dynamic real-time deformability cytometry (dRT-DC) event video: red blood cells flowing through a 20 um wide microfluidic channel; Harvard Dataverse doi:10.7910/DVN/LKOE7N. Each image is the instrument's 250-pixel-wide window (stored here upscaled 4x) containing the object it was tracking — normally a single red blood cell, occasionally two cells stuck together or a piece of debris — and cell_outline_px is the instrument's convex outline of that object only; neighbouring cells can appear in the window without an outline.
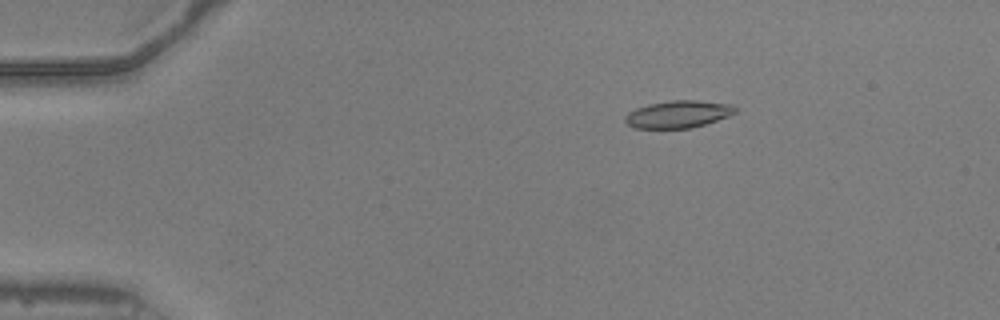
{"species": "common noctule bat (a hibernating species)", "species_latin": "Nyctalus noctula", "temperature_condition": "warm", "stored_images_in_passage": 54, "camera_frame_rate_fps": 3000, "um_per_image_px": 0.085, "animal": {"sex": "male", "body_mass_g": 20.5, "forearm_length_mm": 52.5}, "frame": {"image": 1, "passage_image": 10, "time_ms": 3.0, "image_size_px": [1000, 320], "cell_outline_px": [[736, 112], [728, 116], [692, 128], [636, 128], [628, 124], [624, 120], [624, 116], [628, 112], [636, 108], [648, 104], [672, 100], [696, 100], [732, 104], [736, 108]], "centroid_in_image_um": [57.63, 9.7], "position_along_channel_um": 27.4, "area_um2": 17.46}}
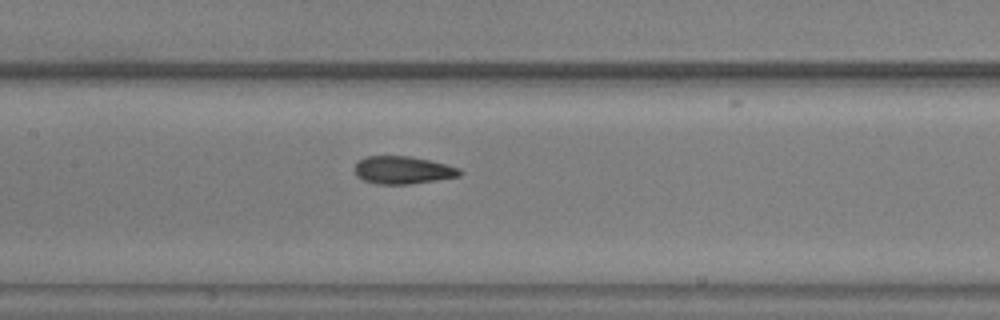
{"frame": {"image": 2, "passage_image": 27, "time_ms": 8.667, "image_size_px": [1000, 320], "cell_outline_px": [[464, 172], [460, 176], [436, 180], [408, 184], [376, 184], [364, 180], [356, 176], [356, 160], [368, 156], [408, 156], [428, 160], [460, 168]], "centroid_in_image_um": [34.24, 14.46], "position_along_channel_um": 173.2, "area_um2": 16.88}}
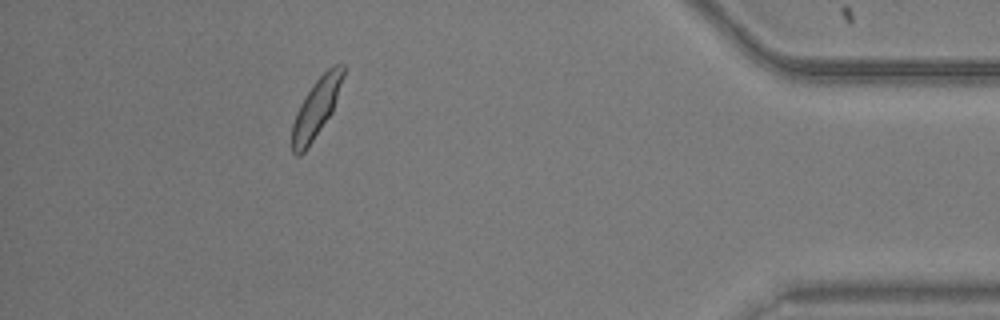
{"frame": {"image": 3, "passage_image": 49, "time_ms": 16.0, "image_size_px": [1000, 320], "cell_outline_px": [[344, 76], [332, 112], [304, 152], [300, 156], [296, 156], [292, 152], [292, 124], [296, 112], [304, 96], [316, 80], [328, 68], [336, 64], [344, 64]], "centroid_in_image_um": [26.87, 9.18], "position_along_channel_um": 408.3, "area_um2": 17.28}, "authors_computed_cell_mechanics": {"area_um2": 17.2244, "velocity_mm_per_s": 3.8485, "shape_relaxation_time_tau1_ms": 7.6963, "shape_relaxation_time_tau2_ms": null, "deformation_change_tau1": 0.2794, "deformation_change_tau2": null}}